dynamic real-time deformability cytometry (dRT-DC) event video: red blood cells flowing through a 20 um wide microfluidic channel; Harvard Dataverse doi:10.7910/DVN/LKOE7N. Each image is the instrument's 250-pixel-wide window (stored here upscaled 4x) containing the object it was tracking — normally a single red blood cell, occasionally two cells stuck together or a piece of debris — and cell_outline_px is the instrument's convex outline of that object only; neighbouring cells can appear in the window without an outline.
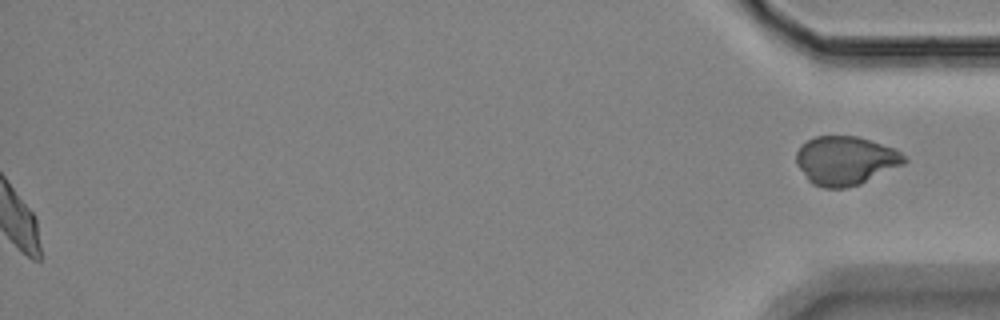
{"species": "Egyptian fruit bat (a non-hibernating species)", "species_latin": "Rousettus aegyptiacus", "temperature_condition": "room temperature", "stored_images_in_passage": 58, "segment_of_instrument_passage": [2, 2], "camera_frame_rate_fps": 3000, "um_per_image_px": 0.085, "animal": {"sex": "female"}, "frame": {"image": 1, "passage_image": 58, "time_ms": 19.0, "image_size_px": [1000, 320], "cell_outline_px": [[908, 160], [904, 164], [860, 184], [844, 188], [824, 188], [812, 184], [808, 180], [796, 164], [796, 152], [800, 144], [816, 136], [856, 136], [896, 148]], "centroid_in_image_um": [71.85, 13.65], "position_along_channel_um": 363.3, "area_um2": 30.81}}